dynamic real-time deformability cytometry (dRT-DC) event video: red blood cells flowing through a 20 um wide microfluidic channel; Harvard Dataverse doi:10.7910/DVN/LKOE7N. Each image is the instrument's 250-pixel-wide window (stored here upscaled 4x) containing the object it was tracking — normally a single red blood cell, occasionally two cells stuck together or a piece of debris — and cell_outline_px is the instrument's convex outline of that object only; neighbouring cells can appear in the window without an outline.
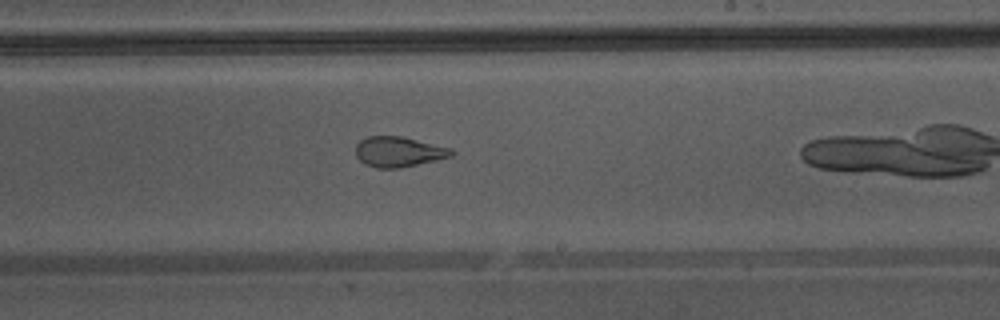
{"species": "Egyptian fruit bat (a non-hibernating species)", "species_latin": "Rousettus aegyptiacus", "temperature_condition": "warm", "stored_images_in_passage": 35, "camera_frame_rate_fps": 3000, "um_per_image_px": 0.085, "animal": {"sex": "male"}, "frame": {"image": 1, "passage_image": 25, "time_ms": 8.0, "image_size_px": [1000, 320], "cell_outline_px": [[456, 152], [452, 156], [436, 160], [400, 168], [376, 168], [364, 164], [356, 156], [356, 144], [360, 140], [368, 136], [400, 136], [452, 148]], "centroid_in_image_um": [33.88, 12.9], "position_along_channel_um": 255.1, "area_um2": 16.94}}